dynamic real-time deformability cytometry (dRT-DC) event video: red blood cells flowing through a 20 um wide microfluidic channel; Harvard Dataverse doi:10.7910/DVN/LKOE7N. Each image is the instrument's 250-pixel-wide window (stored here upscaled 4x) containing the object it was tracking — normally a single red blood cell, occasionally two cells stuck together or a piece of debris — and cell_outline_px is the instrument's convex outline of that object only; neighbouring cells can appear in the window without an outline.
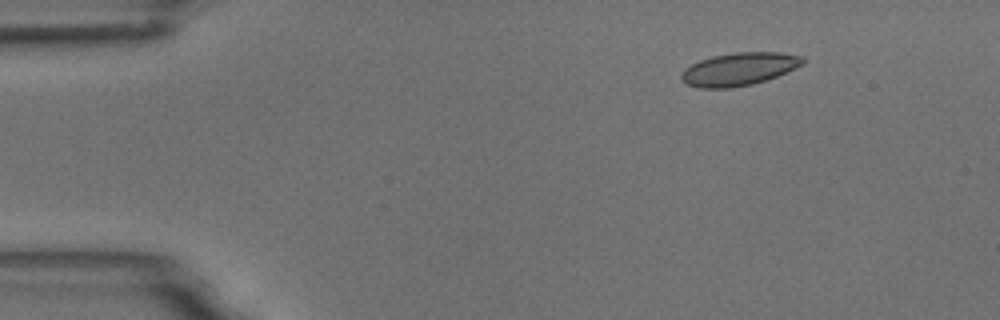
{"species": "common noctule bat (a hibernating species)", "species_latin": "Nyctalus noctula", "temperature_condition": "room temperature", "stored_images_in_passage": 9, "camera_frame_rate_fps": 3000, "um_per_image_px": 0.085, "animal": {"sex": "male", "body_mass_g": 18.8}, "frame": {"image": 1, "passage_image": 2, "time_ms": 1.333, "image_size_px": [1000, 320], "cell_outline_px": [[804, 64], [776, 76], [752, 84], [732, 88], [700, 88], [688, 84], [680, 80], [680, 72], [684, 68], [700, 60], [712, 56], [732, 52], [780, 52], [804, 56]], "centroid_in_image_um": [62.79, 5.86], "position_along_channel_um": 22.2, "area_um2": 23.35}}
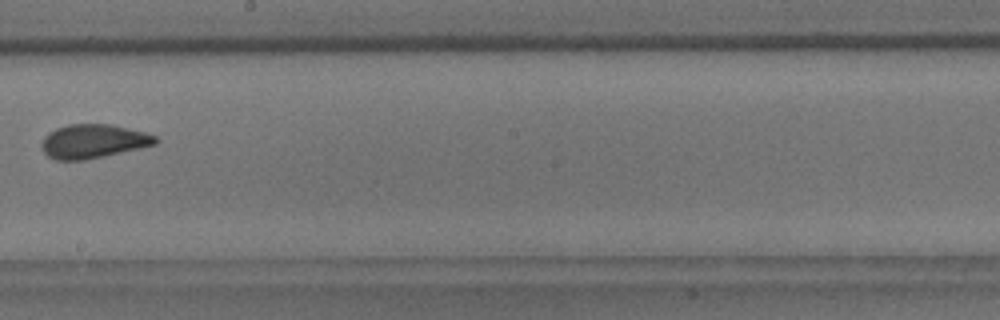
{"frame": {"image": 2, "passage_image": 9, "time_ms": 9.333, "image_size_px": [1000, 320], "cell_outline_px": [[160, 140], [156, 144], [140, 148], [104, 156], [84, 160], [56, 160], [48, 156], [44, 152], [40, 144], [44, 136], [48, 132], [56, 128], [68, 124], [108, 124], [128, 128], [144, 132], [156, 136]], "centroid_in_image_um": [7.91, 12.01], "position_along_channel_um": 240.3, "area_um2": 22.54}}